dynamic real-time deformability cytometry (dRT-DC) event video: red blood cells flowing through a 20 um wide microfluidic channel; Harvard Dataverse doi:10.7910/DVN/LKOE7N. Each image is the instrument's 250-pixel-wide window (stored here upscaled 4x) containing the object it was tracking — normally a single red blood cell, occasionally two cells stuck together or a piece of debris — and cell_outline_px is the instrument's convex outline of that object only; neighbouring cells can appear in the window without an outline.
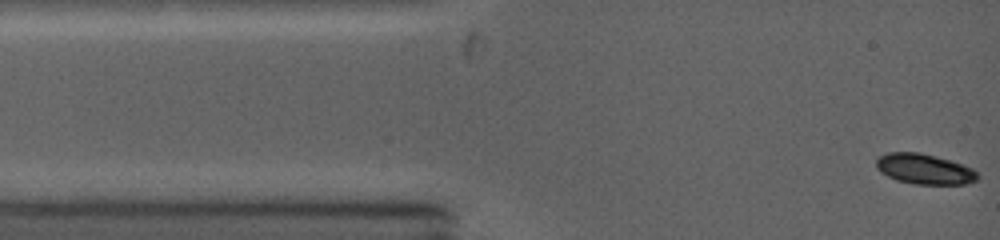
{"species": "common noctule bat (a hibernating species)", "species_latin": "Nyctalus noctula", "temperature_condition": "warm", "stored_images_in_passage": 5, "camera_frame_rate_fps": 5000, "um_per_image_px": 0.085, "animal": {"sex": "female", "body_mass_g": 19.0, "forearm_length_mm": 53.3}, "frame": {"image": 1, "passage_image": 1, "time_ms": 0.0, "image_size_px": [1000, 240], "cell_outline_px": [[980, 176], [976, 180], [964, 184], [912, 184], [896, 180], [880, 172], [876, 168], [876, 160], [880, 156], [888, 152], [920, 152], [936, 156], [972, 168]], "centroid_in_image_um": [78.54, 14.37], "position_along_channel_um": 6.5, "area_um2": 17.86}}
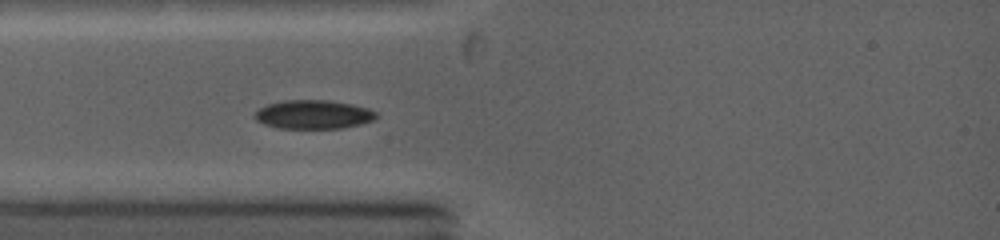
{"frame": {"image": 2, "passage_image": 5, "time_ms": 2.6, "image_size_px": [1000, 240], "cell_outline_px": [[380, 116], [376, 120], [360, 124], [340, 128], [280, 128], [264, 124], [256, 120], [252, 116], [260, 108], [268, 104], [284, 100], [328, 100], [352, 104], [368, 108], [376, 112]], "centroid_in_image_um": [26.67, 9.73], "position_along_channel_um": 58.3, "area_um2": 20.46}}